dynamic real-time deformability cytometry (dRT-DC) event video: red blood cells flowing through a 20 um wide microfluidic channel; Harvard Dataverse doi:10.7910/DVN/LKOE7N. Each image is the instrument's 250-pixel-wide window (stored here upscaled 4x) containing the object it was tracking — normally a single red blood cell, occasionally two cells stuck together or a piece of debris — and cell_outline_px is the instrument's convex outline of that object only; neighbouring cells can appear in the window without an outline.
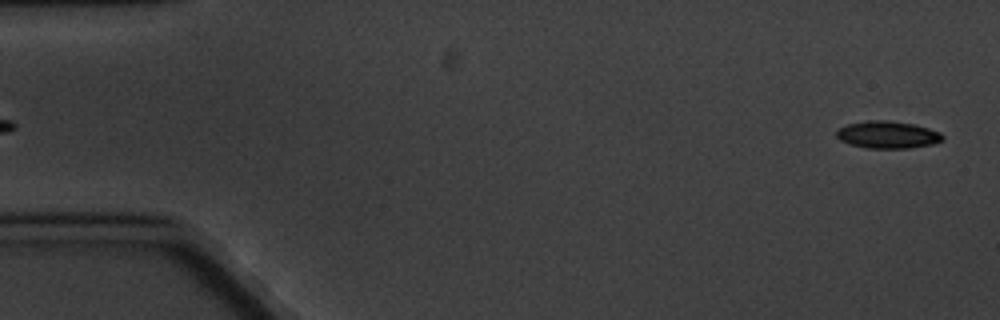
{"species": "common noctule bat (a hibernating species)", "species_latin": "Nyctalus noctula", "temperature_condition": "cold", "stored_images_in_passage": 5, "segment_of_instrument_passage": [2, 2], "camera_frame_rate_fps": 3000, "um_per_image_px": 0.085, "animal": {"sex": "male", "body_mass_g": 20.1, "forearm_length_mm": 53.5}, "frame": {"image": 1, "passage_image": 5, "time_ms": 5.667, "image_size_px": [1000, 320], "cell_outline_px": [[944, 140], [932, 144], [908, 148], [868, 148], [848, 144], [840, 140], [836, 136], [836, 132], [840, 128], [848, 124], [868, 120], [888, 120], [912, 124], [928, 128], [940, 132], [944, 136]], "centroid_in_image_um": [75.45, 11.45], "position_along_channel_um": 9.6, "area_um2": 16.82}}